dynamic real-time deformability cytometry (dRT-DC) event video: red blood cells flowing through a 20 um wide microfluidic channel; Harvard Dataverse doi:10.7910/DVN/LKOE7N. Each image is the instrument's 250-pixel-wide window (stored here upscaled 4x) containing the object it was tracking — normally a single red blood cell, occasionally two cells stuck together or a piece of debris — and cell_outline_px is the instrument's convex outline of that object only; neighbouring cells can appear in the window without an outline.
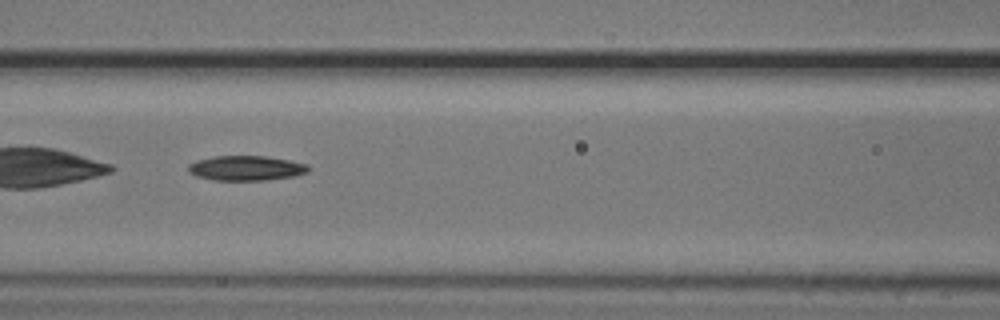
{"species": "common noctule bat (a hibernating species)", "species_latin": "Nyctalus noctula", "temperature_condition": "cold", "stored_images_in_passage": 52, "camera_frame_rate_fps": 3000, "um_per_image_px": 0.085, "animal": {"sex": "male", "body_mass_g": 20.5, "forearm_length_mm": 52.5}, "frame": {"image": 1, "passage_image": 23, "time_ms": 7.333, "image_size_px": [1000, 320], "cell_outline_px": [[312, 168], [308, 172], [296, 176], [264, 180], [212, 180], [196, 176], [188, 172], [188, 164], [196, 160], [212, 156], [264, 156], [288, 160], [308, 164]], "centroid_in_image_um": [20.92, 14.29], "position_along_channel_um": 145.7, "area_um2": 17.57}}
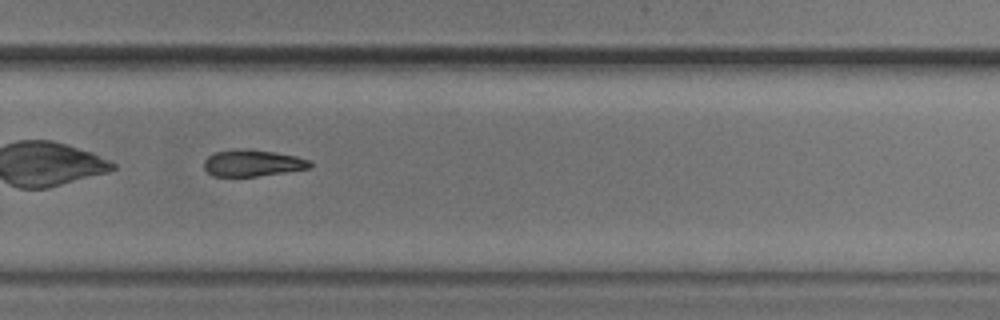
{"frame": {"image": 2, "passage_image": 36, "time_ms": 11.667, "image_size_px": [1000, 320], "cell_outline_px": [[312, 168], [256, 176], [212, 176], [204, 168], [204, 160], [208, 156], [216, 152], [236, 148], [248, 148], [276, 152], [296, 156], [308, 160], [312, 164]], "centroid_in_image_um": [21.46, 13.84], "position_along_channel_um": 308.3, "area_um2": 16.53}, "authors_computed_cell_mechanics": {"area_um2": 17.9758, "velocity_mm_per_s": 3.7682, "shape_relaxation_time_tau1_ms": 2.5194, "shape_relaxation_time_tau2_ms": null, "deformation_change_tau1": 0.0965, "deformation_change_tau2": null}}